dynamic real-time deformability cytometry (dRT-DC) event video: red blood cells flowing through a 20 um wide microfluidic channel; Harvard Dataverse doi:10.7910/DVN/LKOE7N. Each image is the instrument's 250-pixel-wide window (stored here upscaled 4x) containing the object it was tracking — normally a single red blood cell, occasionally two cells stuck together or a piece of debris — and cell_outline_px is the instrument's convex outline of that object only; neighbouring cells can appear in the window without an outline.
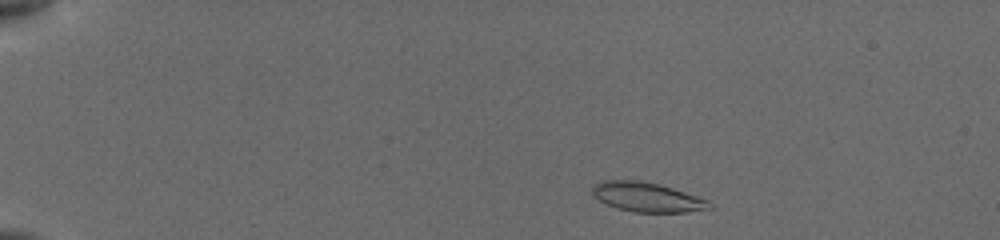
{"species": "common noctule bat (a hibernating species)", "species_latin": "Nyctalus noctula", "temperature_condition": "cold", "stored_images_in_passage": 21, "camera_frame_rate_fps": 3000, "um_per_image_px": 0.085, "animal": {"sex": "female", "body_mass_g": 19.5, "forearm_length_mm": 54.1}, "frame": {"image": 1, "passage_image": 5, "time_ms": 0.667, "image_size_px": [1000, 240], "cell_outline_px": [[716, 208], [684, 212], [636, 212], [616, 208], [600, 200], [592, 192], [592, 184], [600, 180], [640, 180], [660, 184], [708, 200]], "centroid_in_image_um": [55.01, 16.75], "position_along_channel_um": 30.0, "area_um2": 20.11}}
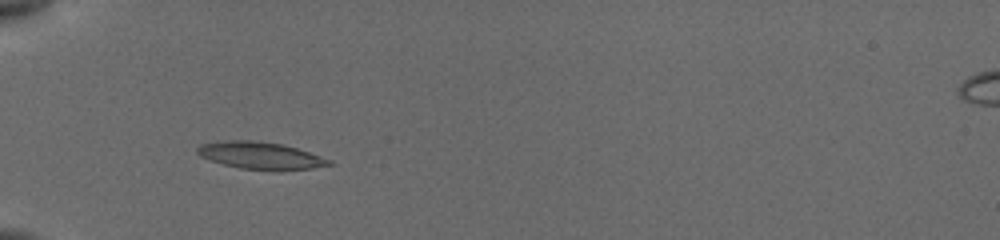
{"frame": {"image": 2, "passage_image": 20, "time_ms": 3.667, "image_size_px": [1000, 240], "cell_outline_px": [[332, 164], [312, 168], [280, 172], [240, 168], [208, 160], [200, 156], [196, 152], [196, 148], [200, 144], [224, 140], [252, 140], [280, 144], [296, 148], [332, 160]], "centroid_in_image_um": [22.11, 13.24], "position_along_channel_um": 62.9, "area_um2": 21.1}}